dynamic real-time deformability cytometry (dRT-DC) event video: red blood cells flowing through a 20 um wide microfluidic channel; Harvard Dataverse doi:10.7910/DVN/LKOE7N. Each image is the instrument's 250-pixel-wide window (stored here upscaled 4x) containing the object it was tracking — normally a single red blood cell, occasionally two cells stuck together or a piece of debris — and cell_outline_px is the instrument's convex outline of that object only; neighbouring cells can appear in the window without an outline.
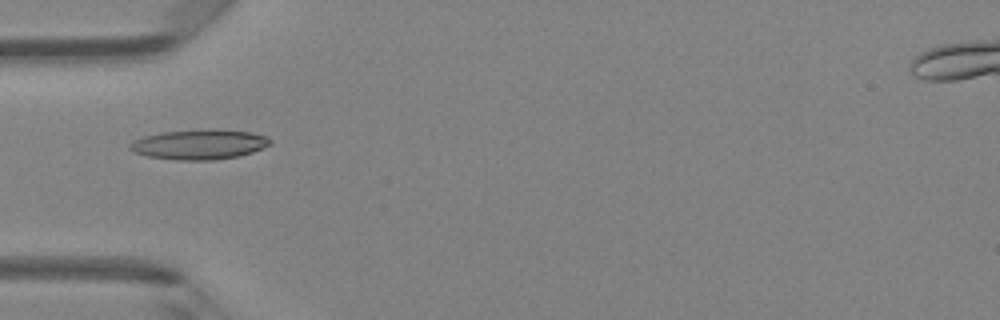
{"species": "Egyptian fruit bat (a non-hibernating species)", "species_latin": "Rousettus aegyptiacus", "temperature_condition": "room temperature", "stored_images_in_passage": 48, "camera_frame_rate_fps": 3000, "um_per_image_px": 0.085, "animal": {"sex": "female"}, "frame": {"image": 1, "passage_image": 16, "time_ms": 5.0, "image_size_px": [1000, 320], "cell_outline_px": [[272, 144], [252, 152], [240, 156], [212, 160], [176, 160], [148, 156], [132, 152], [128, 148], [128, 144], [132, 140], [144, 136], [164, 132], [216, 128], [252, 132], [268, 136], [272, 140]], "centroid_in_image_um": [16.96, 12.27], "position_along_channel_um": 68.0, "area_um2": 24.85}}
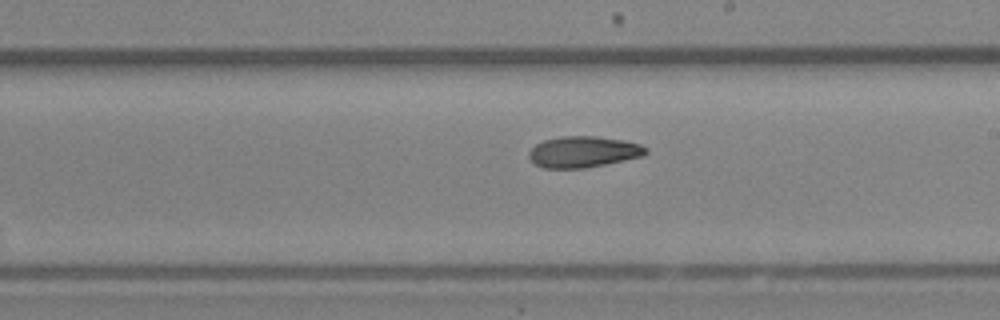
{"frame": {"image": 2, "passage_image": 28, "time_ms": 9.0, "image_size_px": [1000, 320], "cell_outline_px": [[648, 152], [644, 156], [584, 168], [544, 168], [536, 164], [528, 156], [528, 152], [536, 144], [544, 140], [560, 136], [596, 136], [624, 140], [640, 144], [648, 148]], "centroid_in_image_um": [49.6, 12.9], "position_along_channel_um": 239.4, "area_um2": 21.21}}
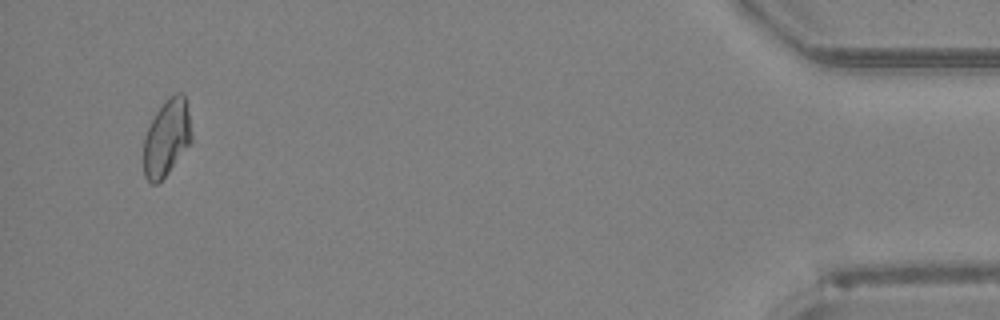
{"frame": {"image": 3, "passage_image": 46, "time_ms": 15.0, "image_size_px": [1000, 320], "cell_outline_px": [[192, 140], [168, 172], [156, 184], [152, 184], [144, 176], [144, 136], [156, 112], [164, 100], [168, 96], [176, 92], [180, 92], [184, 96], [188, 112], [192, 136]], "centroid_in_image_um": [14.15, 11.68], "position_along_channel_um": 421.0, "area_um2": 21.1}, "authors_computed_cell_mechanics": {"area_um2": 21.7328, "velocity_mm_per_s": 4.3006, "shape_relaxation_time_tau1_ms": 8.9074, "shape_relaxation_time_tau2_ms": null, "deformation_change_tau1": 0.1738, "deformation_change_tau2": null}}